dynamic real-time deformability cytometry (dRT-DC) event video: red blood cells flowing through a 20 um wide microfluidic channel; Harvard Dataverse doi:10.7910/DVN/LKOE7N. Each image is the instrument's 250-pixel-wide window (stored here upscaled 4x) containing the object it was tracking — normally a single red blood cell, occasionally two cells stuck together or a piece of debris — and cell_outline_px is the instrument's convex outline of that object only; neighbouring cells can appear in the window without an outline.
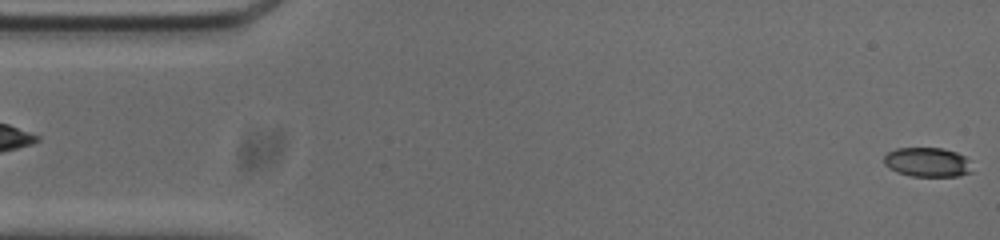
{"species": "common noctule bat (a hibernating species)", "species_latin": "Nyctalus noctula", "temperature_condition": "cold", "stored_images_in_passage": 53, "camera_frame_rate_fps": 3000, "um_per_image_px": 0.085, "animal": {"sex": "male", "body_mass_g": 20.0, "forearm_length_mm": 53.3}, "frame": {"image": 1, "passage_image": 1, "time_ms": 0.0, "image_size_px": [1000, 240], "cell_outline_px": [[972, 172], [960, 176], [912, 176], [896, 172], [888, 168], [884, 164], [884, 156], [888, 152], [896, 148], [944, 148], [956, 152], [964, 156], [968, 160]], "centroid_in_image_um": [78.81, 13.79], "position_along_channel_um": 6.2, "area_um2": 15.14}}
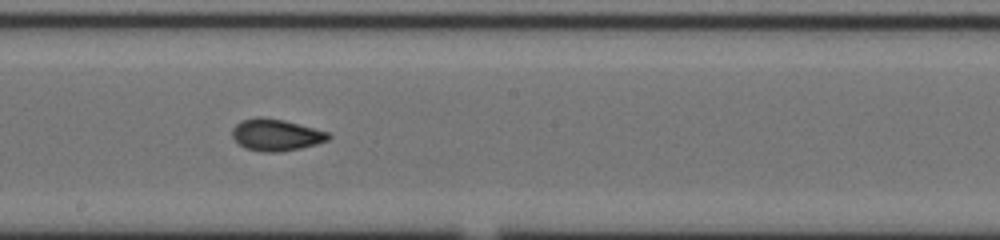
{"frame": {"image": 2, "passage_image": 28, "time_ms": 9.0, "image_size_px": [1000, 240], "cell_outline_px": [[332, 136], [328, 140], [316, 144], [300, 148], [280, 152], [264, 152], [244, 148], [232, 136], [232, 128], [240, 120], [256, 116], [264, 116], [284, 120], [328, 132]], "centroid_in_image_um": [23.44, 11.45], "position_along_channel_um": 224.8, "area_um2": 17.92}}
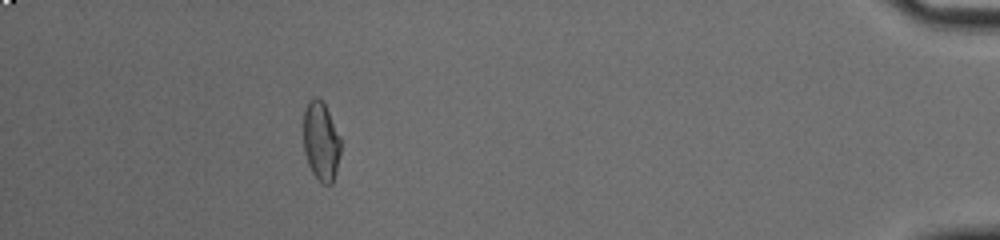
{"frame": {"image": 3, "passage_image": 48, "time_ms": 15.667, "image_size_px": [1000, 240], "cell_outline_px": [[340, 152], [336, 172], [332, 184], [324, 184], [312, 172], [308, 164], [304, 152], [304, 112], [308, 100], [312, 96], [316, 96], [324, 104], [340, 136]], "centroid_in_image_um": [27.28, 12.0], "position_along_channel_um": 407.9, "area_um2": 16.99}, "authors_computed_cell_mechanics": {"area_um2": 17.34, "velocity_mm_per_s": 3.764, "shape_relaxation_time_tau1_ms": 9.8319, "shape_relaxation_time_tau2_ms": 2.0466, "deformation_change_tau1": 0.2014, "deformation_change_tau2": 0.068}}